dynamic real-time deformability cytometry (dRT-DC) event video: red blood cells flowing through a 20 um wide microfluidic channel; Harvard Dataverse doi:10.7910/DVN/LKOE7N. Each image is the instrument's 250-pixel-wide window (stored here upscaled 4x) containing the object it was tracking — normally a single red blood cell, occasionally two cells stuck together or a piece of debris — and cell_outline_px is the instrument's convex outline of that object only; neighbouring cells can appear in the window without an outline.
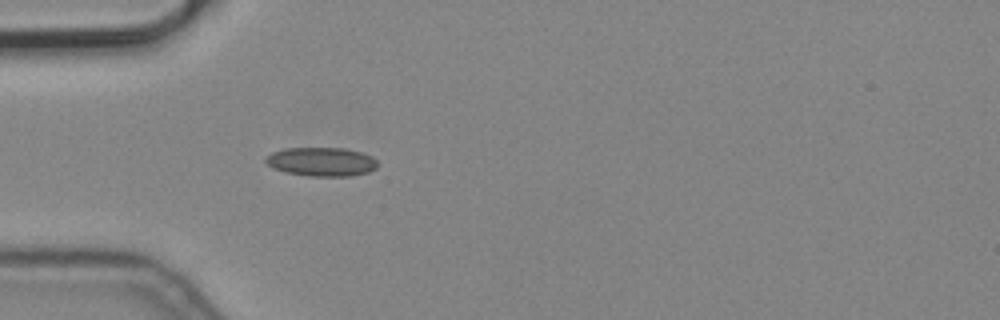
{"species": "common noctule bat (a hibernating species)", "species_latin": "Nyctalus noctula", "temperature_condition": "cold", "stored_images_in_passage": 1, "camera_frame_rate_fps": 3000, "um_per_image_px": 0.085, "animal": {"sex": "male", "body_mass_g": 19.2, "forearm_length_mm": 51.8}, "frame": {"image": 1, "passage_image": 1, "time_ms": 0.0, "image_size_px": [1000, 320], "cell_outline_px": [[376, 168], [368, 172], [352, 176], [308, 176], [284, 172], [272, 168], [264, 160], [264, 156], [272, 152], [284, 148], [344, 148], [360, 152], [372, 156], [376, 160]], "centroid_in_image_um": [27.28, 13.75], "position_along_channel_um": 57.7, "area_um2": 18.96}}